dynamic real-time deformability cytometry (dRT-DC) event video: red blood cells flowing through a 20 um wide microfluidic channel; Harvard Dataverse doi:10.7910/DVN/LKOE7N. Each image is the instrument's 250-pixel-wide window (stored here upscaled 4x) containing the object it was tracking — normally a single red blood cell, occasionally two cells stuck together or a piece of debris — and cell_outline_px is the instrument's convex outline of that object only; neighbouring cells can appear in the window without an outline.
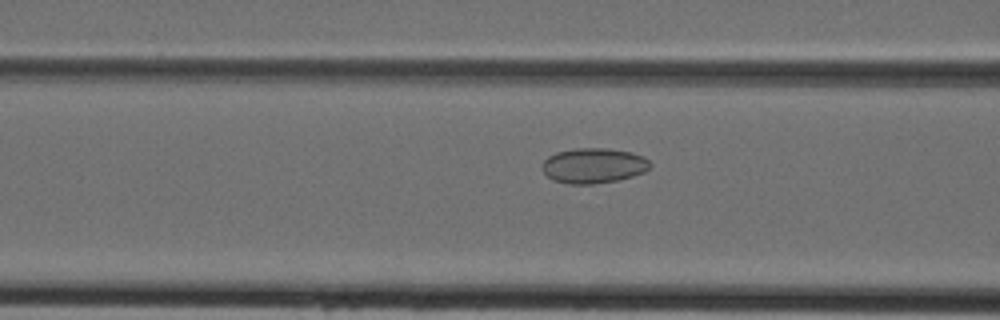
{"species": "Egyptian fruit bat (a non-hibernating species)", "species_latin": "Rousettus aegyptiacus", "temperature_condition": "cold", "stored_images_in_passage": 14, "camera_frame_rate_fps": 3000, "um_per_image_px": 0.085, "animal": {"sex": "female"}, "frame": {"image": 1, "passage_image": 12, "time_ms": 3.667, "image_size_px": [1000, 320], "cell_outline_px": [[652, 164], [644, 172], [632, 176], [616, 180], [592, 184], [568, 184], [552, 180], [540, 168], [544, 160], [548, 156], [556, 152], [576, 148], [608, 148], [632, 152], [644, 156]], "centroid_in_image_um": [50.43, 14.07], "position_along_channel_um": 116.2, "area_um2": 22.25}}